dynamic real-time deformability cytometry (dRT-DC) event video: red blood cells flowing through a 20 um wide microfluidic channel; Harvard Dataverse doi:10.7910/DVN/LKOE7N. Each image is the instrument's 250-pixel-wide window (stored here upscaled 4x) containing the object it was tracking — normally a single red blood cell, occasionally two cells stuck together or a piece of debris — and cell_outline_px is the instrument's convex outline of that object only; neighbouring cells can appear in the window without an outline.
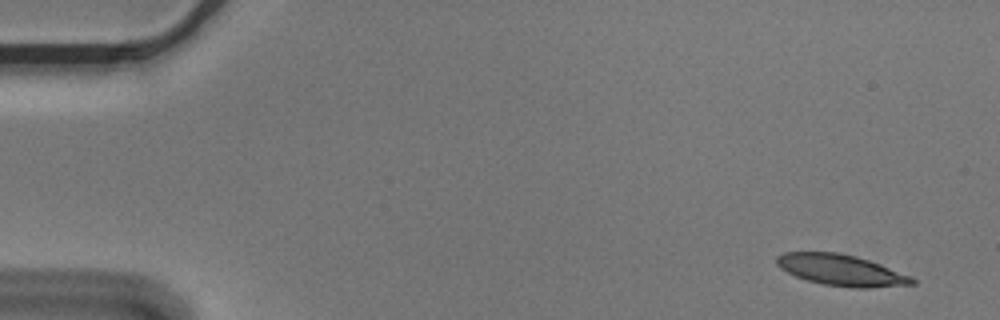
{"species": "Egyptian fruit bat (a non-hibernating species)", "species_latin": "Rousettus aegyptiacus", "temperature_condition": "cold", "stored_images_in_passage": 5, "camera_frame_rate_fps": 3000, "um_per_image_px": 0.085, "animal": {"sex": "male"}, "frame": {"image": 1, "passage_image": 1, "time_ms": 0.0, "image_size_px": [1000, 320], "cell_outline_px": [[916, 284], [872, 288], [852, 288], [824, 284], [808, 280], [796, 276], [780, 268], [776, 264], [776, 256], [784, 252], [836, 252], [856, 256], [880, 264], [912, 276], [916, 280]], "centroid_in_image_um": [71.53, 22.96], "position_along_channel_um": 13.5, "area_um2": 24.62}}
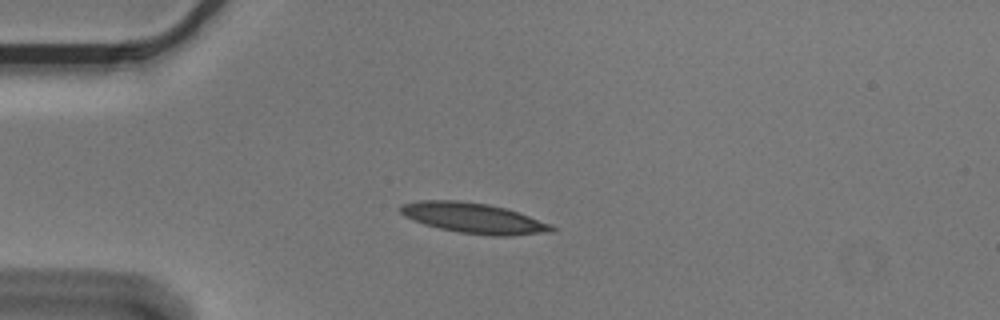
{"frame": {"image": 2, "passage_image": 4, "time_ms": 1.0, "image_size_px": [1000, 320], "cell_outline_px": [[556, 228], [552, 232], [512, 236], [492, 236], [460, 232], [440, 228], [424, 224], [404, 216], [400, 212], [400, 204], [420, 200], [460, 200], [488, 204], [504, 208], [552, 224]], "centroid_in_image_um": [40.26, 18.54], "position_along_channel_um": 44.7, "area_um2": 26.7}}